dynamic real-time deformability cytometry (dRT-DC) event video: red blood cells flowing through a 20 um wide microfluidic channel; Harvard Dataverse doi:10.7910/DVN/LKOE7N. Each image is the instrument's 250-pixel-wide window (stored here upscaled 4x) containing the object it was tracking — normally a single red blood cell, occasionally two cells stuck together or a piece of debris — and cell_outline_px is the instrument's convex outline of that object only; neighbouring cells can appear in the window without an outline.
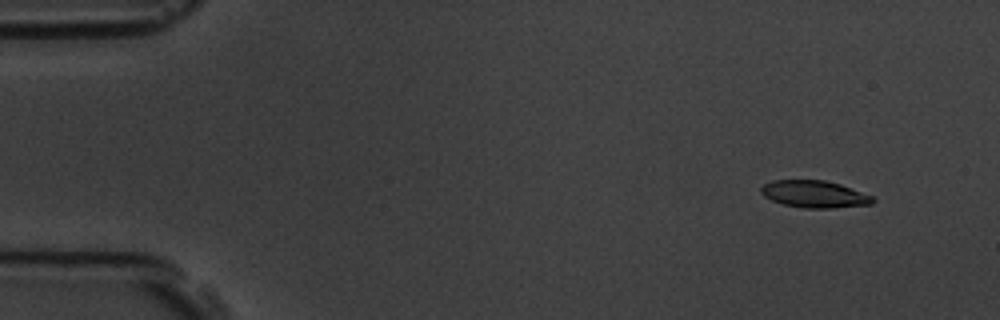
{"species": "common noctule bat (a hibernating species)", "species_latin": "Nyctalus noctula", "temperature_condition": "room temperature", "stored_images_in_passage": 5, "camera_frame_rate_fps": 3000, "um_per_image_px": 0.085, "animal": {"sex": "male", "body_mass_g": 19.5, "forearm_length_mm": 54.6}, "frame": {"image": 1, "passage_image": 2, "time_ms": 1.333, "image_size_px": [1000, 320], "cell_outline_px": [[876, 200], [872, 204], [832, 208], [804, 208], [784, 204], [772, 200], [764, 196], [760, 192], [760, 188], [764, 184], [772, 180], [824, 180], [840, 184], [872, 196]], "centroid_in_image_um": [69.22, 16.5], "position_along_channel_um": 15.8, "area_um2": 17.57}}
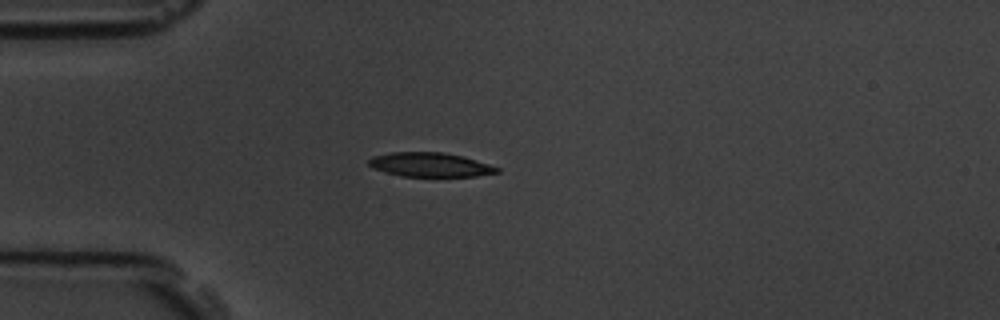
{"frame": {"image": 2, "passage_image": 5, "time_ms": 4.667, "image_size_px": [1000, 320], "cell_outline_px": [[500, 172], [476, 176], [400, 176], [376, 168], [368, 164], [368, 160], [372, 156], [392, 152], [444, 152], [476, 160], [500, 168]], "centroid_in_image_um": [36.57, 13.99], "position_along_channel_um": 48.4, "area_um2": 17.8}}